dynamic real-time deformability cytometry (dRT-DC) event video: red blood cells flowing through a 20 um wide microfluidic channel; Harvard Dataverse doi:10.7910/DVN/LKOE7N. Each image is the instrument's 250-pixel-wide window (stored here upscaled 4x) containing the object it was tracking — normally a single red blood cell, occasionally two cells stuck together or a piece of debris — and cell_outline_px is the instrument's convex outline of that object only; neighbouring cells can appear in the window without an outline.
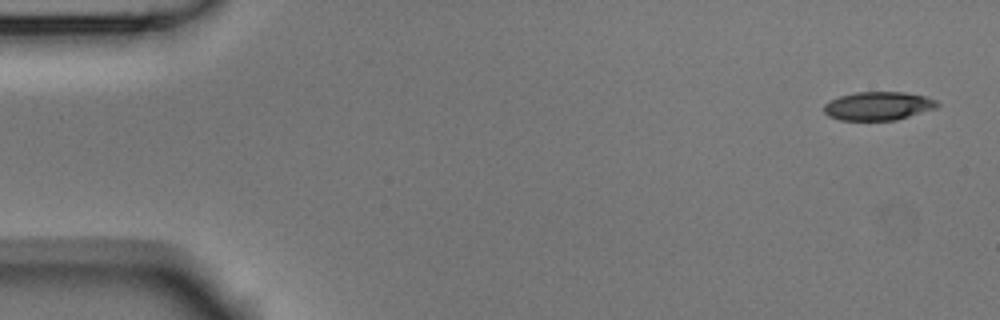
{"species": "Egyptian fruit bat (a non-hibernating species)", "species_latin": "Rousettus aegyptiacus", "temperature_condition": "room temperature", "stored_images_in_passage": 10, "camera_frame_rate_fps": 3000, "um_per_image_px": 0.085, "animal": {"sex": "male"}, "frame": {"image": 1, "passage_image": 1, "time_ms": 0.0, "image_size_px": [1000, 320], "cell_outline_px": [[940, 104], [936, 108], [896, 120], [840, 120], [828, 116], [824, 112], [824, 104], [840, 96], [856, 92], [904, 92], [928, 96], [936, 100]], "centroid_in_image_um": [74.67, 9.0], "position_along_channel_um": 10.3, "area_um2": 18.84}}
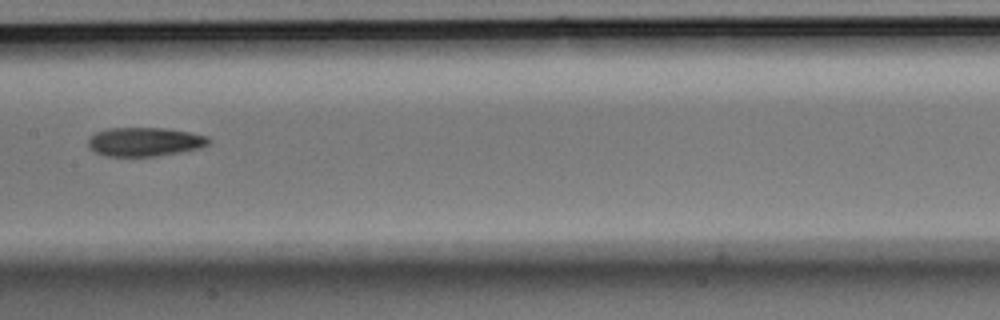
{"frame": {"image": 2, "passage_image": 7, "time_ms": 2.0, "image_size_px": [1000, 320], "cell_outline_px": [[212, 140], [208, 144], [200, 148], [156, 156], [104, 156], [88, 148], [88, 140], [96, 132], [108, 128], [164, 128], [188, 132], [208, 136]], "centroid_in_image_um": [12.29, 12.05], "position_along_channel_um": 195.1, "area_um2": 20.23}}
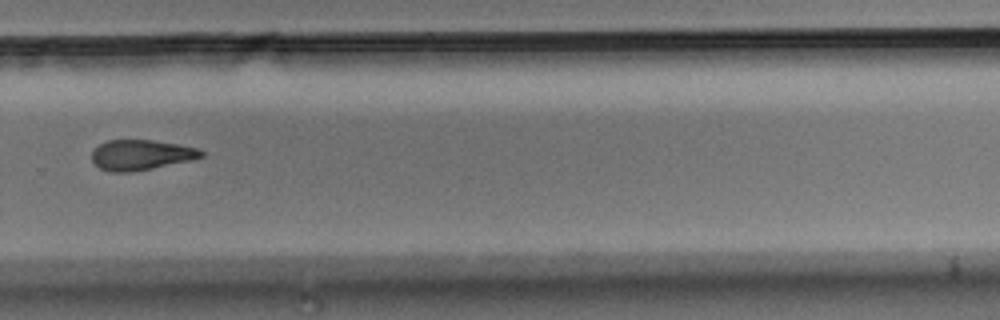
{"frame": {"image": 3, "passage_image": 10, "time_ms": 3.0, "image_size_px": [1000, 320], "cell_outline_px": [[204, 156], [192, 160], [132, 172], [112, 172], [100, 168], [92, 160], [92, 152], [100, 144], [108, 140], [152, 140], [200, 148], [204, 152]], "centroid_in_image_um": [12.02, 13.17], "position_along_channel_um": 317.8, "area_um2": 19.19}}